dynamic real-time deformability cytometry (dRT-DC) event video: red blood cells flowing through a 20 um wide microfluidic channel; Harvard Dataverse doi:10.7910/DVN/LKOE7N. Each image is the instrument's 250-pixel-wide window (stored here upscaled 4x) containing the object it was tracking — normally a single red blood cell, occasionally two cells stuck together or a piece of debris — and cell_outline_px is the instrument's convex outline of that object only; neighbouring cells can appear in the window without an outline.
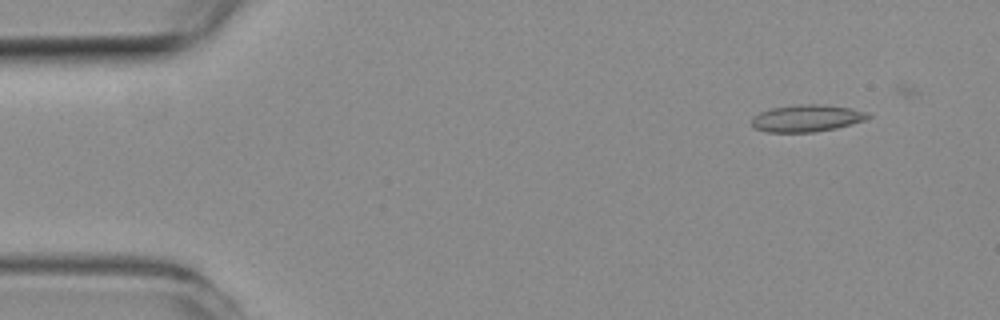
{"species": "common noctule bat (a hibernating species)", "species_latin": "Nyctalus noctula", "temperature_condition": "room temperature", "stored_images_in_passage": 49, "camera_frame_rate_fps": 3000, "um_per_image_px": 0.085, "animal": {"sex": "female", "body_mass_g": 19.3, "forearm_length_mm": 54.1}, "frame": {"image": 1, "passage_image": 5, "time_ms": 1.333, "image_size_px": [1000, 320], "cell_outline_px": [[872, 116], [864, 120], [852, 124], [836, 128], [812, 132], [764, 132], [752, 128], [752, 116], [760, 112], [772, 108], [800, 104], [820, 104], [852, 108], [864, 112]], "centroid_in_image_um": [68.53, 10.05], "position_along_channel_um": 16.5, "area_um2": 18.32}}
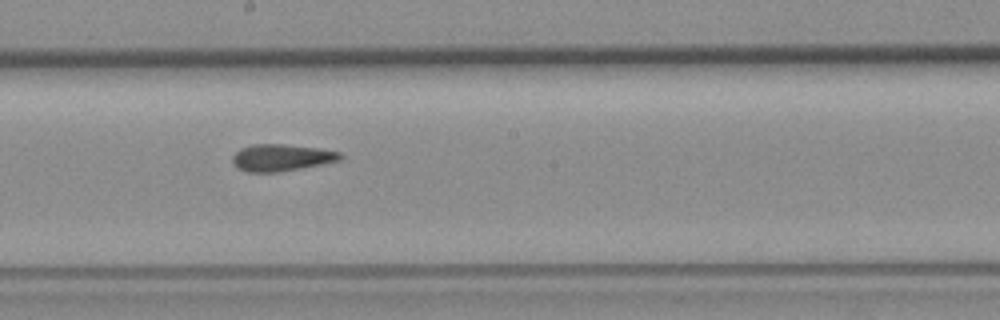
{"frame": {"image": 2, "passage_image": 28, "time_ms": 9.0, "image_size_px": [1000, 320], "cell_outline_px": [[344, 156], [340, 160], [280, 172], [248, 172], [236, 168], [232, 164], [232, 156], [240, 148], [256, 144], [280, 144], [316, 148], [340, 152]], "centroid_in_image_um": [23.87, 13.4], "position_along_channel_um": 224.3, "area_um2": 16.76}}
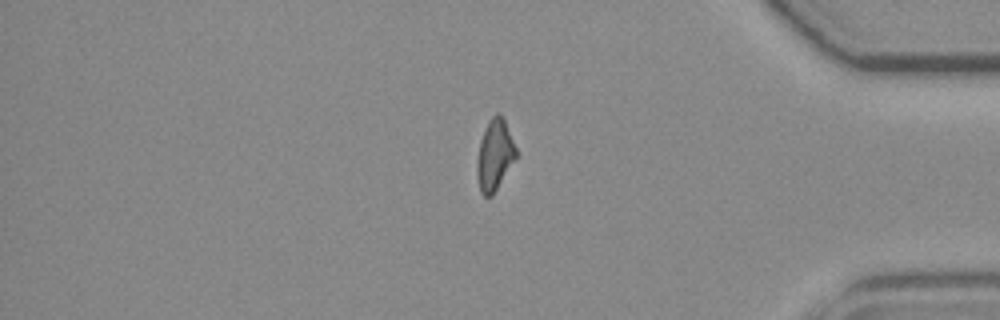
{"frame": {"image": 3, "passage_image": 43, "time_ms": 14.0, "image_size_px": [1000, 320], "cell_outline_px": [[516, 156], [492, 196], [484, 196], [480, 192], [476, 172], [476, 164], [480, 140], [492, 116], [496, 112], [500, 112], [504, 120], [516, 148]], "centroid_in_image_um": [42.02, 13.19], "position_along_channel_um": 393.2, "area_um2": 15.72}, "authors_computed_cell_mechanics": {"area_um2": 16.9354, "velocity_mm_per_s": 3.9808, "shape_relaxation_time_tau1_ms": null, "shape_relaxation_time_tau2_ms": 3.8843, "deformation_change_tau1": null, "deformation_change_tau2": 0.1158}}